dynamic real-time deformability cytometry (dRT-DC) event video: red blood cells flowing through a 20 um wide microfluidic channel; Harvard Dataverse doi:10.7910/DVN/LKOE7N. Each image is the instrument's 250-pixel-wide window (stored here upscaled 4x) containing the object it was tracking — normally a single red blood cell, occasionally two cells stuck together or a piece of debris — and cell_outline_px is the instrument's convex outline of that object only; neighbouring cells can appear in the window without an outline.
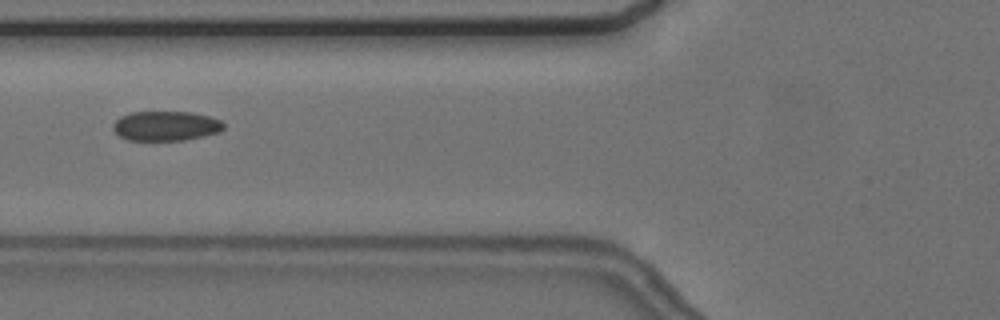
{"species": "common noctule bat (a hibernating species)", "species_latin": "Nyctalus noctula", "temperature_condition": "cold", "stored_images_in_passage": 7, "camera_frame_rate_fps": 3000, "um_per_image_px": 0.085, "animal": {"sex": "female", "body_mass_g": 24.6, "forearm_length_mm": 56.2}, "frame": {"image": 1, "passage_image": 3, "time_ms": 3.333, "image_size_px": [1000, 320], "cell_outline_px": [[224, 128], [220, 132], [204, 136], [184, 140], [128, 140], [120, 136], [112, 128], [112, 124], [120, 116], [132, 112], [192, 112], [208, 116], [220, 120], [224, 124]], "centroid_in_image_um": [14.1, 10.7], "position_along_channel_um": 111.7, "area_um2": 19.13}}
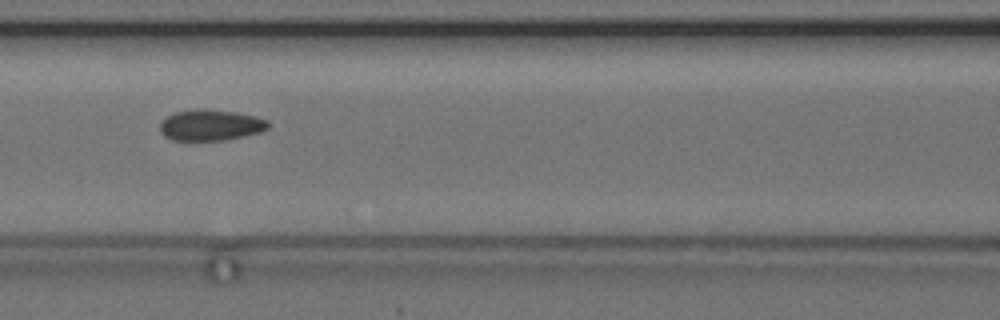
{"frame": {"image": 2, "passage_image": 4, "time_ms": 4.333, "image_size_px": [1000, 320], "cell_outline_px": [[268, 128], [260, 132], [244, 136], [224, 140], [172, 140], [164, 136], [160, 132], [160, 124], [168, 116], [176, 112], [196, 108], [236, 112], [256, 116], [268, 120]], "centroid_in_image_um": [17.91, 10.63], "position_along_channel_um": 148.7, "area_um2": 19.48}}